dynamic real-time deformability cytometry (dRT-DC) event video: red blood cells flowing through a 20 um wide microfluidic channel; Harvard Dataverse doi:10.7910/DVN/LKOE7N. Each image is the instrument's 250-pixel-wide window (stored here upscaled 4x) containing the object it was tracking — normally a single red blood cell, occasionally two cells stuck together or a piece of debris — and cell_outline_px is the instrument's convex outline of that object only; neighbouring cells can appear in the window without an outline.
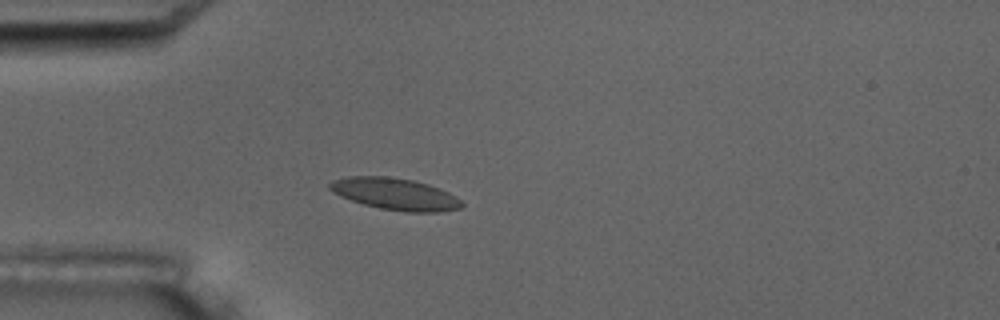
{"species": "common noctule bat (a hibernating species)", "species_latin": "Nyctalus noctula", "temperature_condition": "room temperature", "stored_images_in_passage": 5, "camera_frame_rate_fps": 3000, "um_per_image_px": 0.085, "animal": {"sex": "male", "body_mass_g": 17.5, "forearm_length_mm": 52.3}, "frame": {"image": 1, "passage_image": 5, "time_ms": 4.667, "image_size_px": [1000, 320], "cell_outline_px": [[464, 204], [460, 208], [440, 212], [404, 212], [380, 208], [364, 204], [340, 196], [332, 192], [328, 188], [328, 184], [332, 180], [348, 176], [388, 176], [412, 180], [428, 184], [440, 188], [456, 196]], "centroid_in_image_um": [33.58, 16.48], "position_along_channel_um": 51.4, "area_um2": 24.57}}